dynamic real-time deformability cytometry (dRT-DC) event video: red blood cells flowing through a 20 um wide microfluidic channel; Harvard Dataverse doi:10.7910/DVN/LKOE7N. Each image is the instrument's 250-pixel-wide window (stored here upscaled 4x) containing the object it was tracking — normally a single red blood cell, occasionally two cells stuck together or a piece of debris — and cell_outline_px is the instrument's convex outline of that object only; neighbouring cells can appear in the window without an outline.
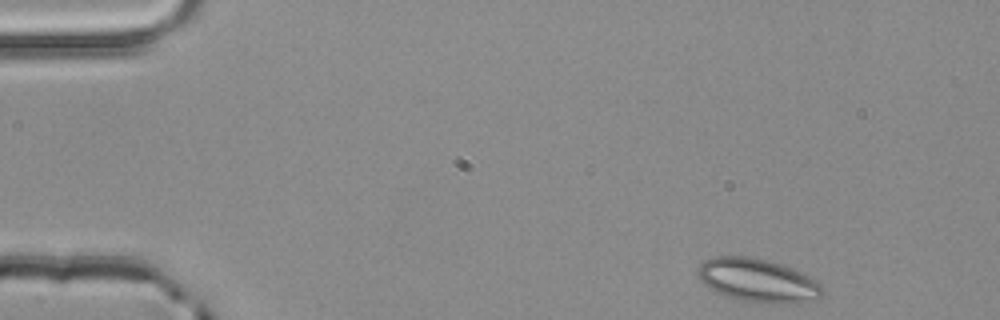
{"species": "common noctule bat (a hibernating species)", "species_latin": "Nyctalus noctula", "temperature_condition": "room temperature", "stored_images_in_passage": 3, "camera_frame_rate_fps": 3000, "um_per_image_px": 0.085, "animal": {"sex": "male", "body_mass_g": 20.4}, "frame": {"image": 1, "passage_image": 1, "time_ms": 0.0, "image_size_px": [1000, 320], "cell_outline_px": [[824, 292], [816, 300], [800, 304], [772, 304], [736, 300], [716, 292], [708, 288], [700, 280], [696, 272], [700, 264], [704, 260], [716, 256], [752, 256], [768, 260], [792, 268], [816, 280], [824, 288]], "centroid_in_image_um": [64.42, 23.86], "position_along_channel_um": 20.6, "area_um2": 32.19}}